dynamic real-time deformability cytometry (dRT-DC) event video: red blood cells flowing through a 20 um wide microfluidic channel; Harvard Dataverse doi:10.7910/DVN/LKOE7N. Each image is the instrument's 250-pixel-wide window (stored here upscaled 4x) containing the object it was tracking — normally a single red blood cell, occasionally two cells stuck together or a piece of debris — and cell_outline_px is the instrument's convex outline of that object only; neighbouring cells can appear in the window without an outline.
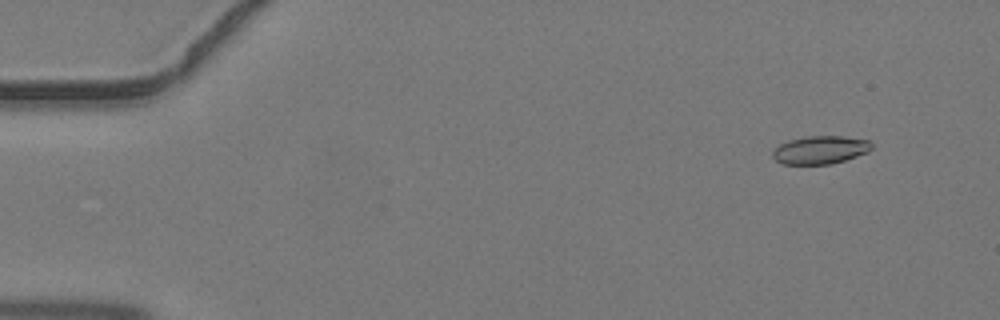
{"species": "common noctule bat (a hibernating species)", "species_latin": "Nyctalus noctula", "temperature_condition": "warm", "stored_images_in_passage": 45, "camera_frame_rate_fps": 3000, "um_per_image_px": 0.085, "animal": {"sex": "male", "body_mass_g": 19.2, "forearm_length_mm": 51.8}, "frame": {"image": 1, "passage_image": 4, "time_ms": 1.0, "image_size_px": [1000, 320], "cell_outline_px": [[872, 148], [868, 152], [832, 164], [784, 164], [776, 160], [772, 156], [772, 152], [780, 144], [788, 140], [808, 136], [844, 136], [868, 140], [872, 144]], "centroid_in_image_um": [69.73, 12.74], "position_along_channel_um": 15.3, "area_um2": 16.13}}
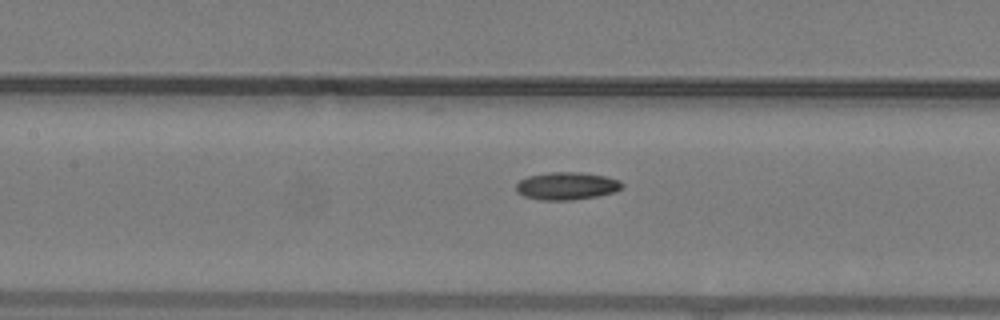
{"frame": {"image": 2, "passage_image": 21, "time_ms": 6.667, "image_size_px": [1000, 320], "cell_outline_px": [[624, 184], [620, 188], [612, 192], [596, 196], [572, 200], [540, 200], [524, 196], [516, 192], [516, 184], [520, 180], [528, 176], [548, 172], [580, 172], [604, 176], [620, 180]], "centroid_in_image_um": [48.13, 15.8], "position_along_channel_um": 159.3, "area_um2": 16.99}}
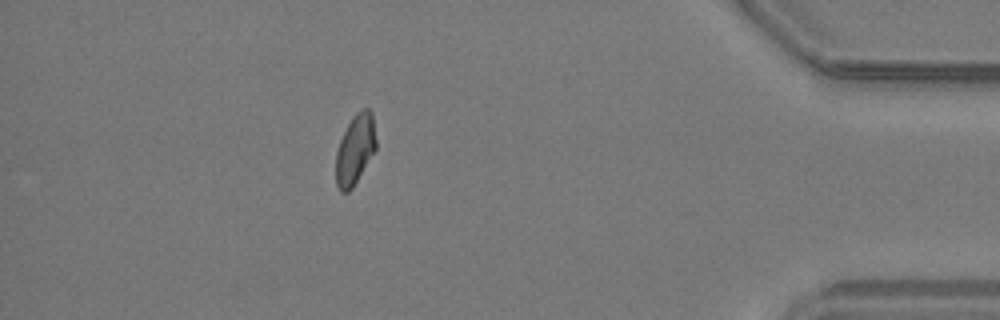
{"frame": {"image": 3, "passage_image": 40, "time_ms": 13.0, "image_size_px": [1000, 320], "cell_outline_px": [[376, 148], [352, 188], [348, 192], [340, 192], [336, 184], [336, 152], [340, 140], [352, 116], [356, 112], [364, 108], [368, 108], [372, 112], [376, 140]], "centroid_in_image_um": [30.18, 12.69], "position_along_channel_um": 405.0, "area_um2": 16.24}}